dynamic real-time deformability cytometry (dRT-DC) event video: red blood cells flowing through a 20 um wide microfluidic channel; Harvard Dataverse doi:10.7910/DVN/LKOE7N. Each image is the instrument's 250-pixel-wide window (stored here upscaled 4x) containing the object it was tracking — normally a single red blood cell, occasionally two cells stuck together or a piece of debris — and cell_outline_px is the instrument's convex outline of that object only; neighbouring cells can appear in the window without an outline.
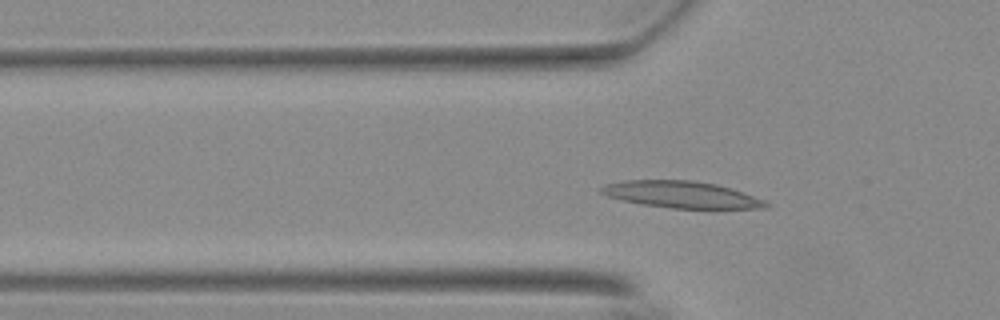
{"species": "Egyptian fruit bat (a non-hibernating species)", "species_latin": "Rousettus aegyptiacus", "temperature_condition": "warm", "stored_images_in_passage": 52, "camera_frame_rate_fps": 3000, "um_per_image_px": 0.085, "animal": {"sex": "female"}, "frame": {"image": 1, "passage_image": 15, "time_ms": 4.667, "image_size_px": [1000, 320], "cell_outline_px": [[772, 204], [768, 208], [716, 212], [712, 212], [672, 208], [640, 204], [608, 196], [600, 192], [600, 188], [608, 184], [624, 180], [692, 180], [716, 184], [764, 200]], "centroid_in_image_um": [58.09, 16.61], "position_along_channel_um": 67.7, "area_um2": 26.7}}
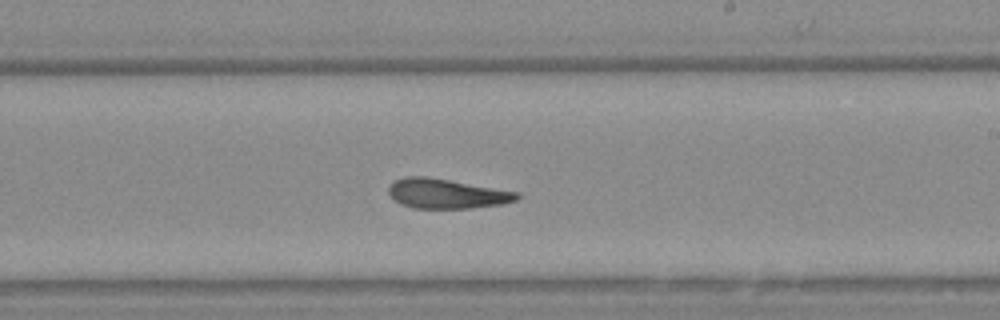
{"frame": {"image": 2, "passage_image": 30, "time_ms": 9.667, "image_size_px": [1000, 320], "cell_outline_px": [[520, 196], [516, 200], [504, 204], [468, 208], [412, 208], [400, 204], [388, 192], [388, 188], [396, 180], [404, 176], [428, 176], [520, 192]], "centroid_in_image_um": [37.98, 16.45], "position_along_channel_um": 251.0, "area_um2": 22.25}}
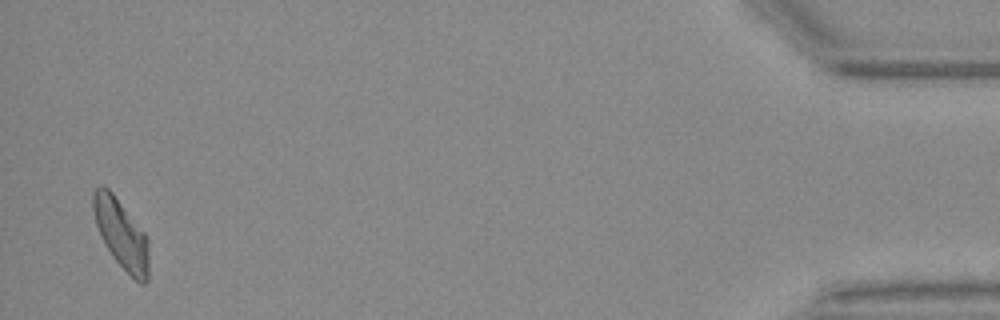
{"frame": {"image": 3, "passage_image": 51, "time_ms": 16.667, "image_size_px": [1000, 320], "cell_outline_px": [[148, 280], [144, 284], [140, 284], [112, 256], [104, 244], [100, 236], [96, 224], [92, 208], [92, 192], [100, 184], [108, 188], [112, 192], [144, 232], [148, 240]], "centroid_in_image_um": [10.28, 19.87], "position_along_channel_um": 424.9, "area_um2": 22.31}, "authors_computed_cell_mechanics": {"area_um2": 22.6865, "velocity_mm_per_s": 3.6837, "shape_relaxation_time_tau1_ms": 6.0911, "shape_relaxation_time_tau2_ms": 2.4435, "deformation_change_tau1": 0.2145, "deformation_change_tau2": 0.1087}}